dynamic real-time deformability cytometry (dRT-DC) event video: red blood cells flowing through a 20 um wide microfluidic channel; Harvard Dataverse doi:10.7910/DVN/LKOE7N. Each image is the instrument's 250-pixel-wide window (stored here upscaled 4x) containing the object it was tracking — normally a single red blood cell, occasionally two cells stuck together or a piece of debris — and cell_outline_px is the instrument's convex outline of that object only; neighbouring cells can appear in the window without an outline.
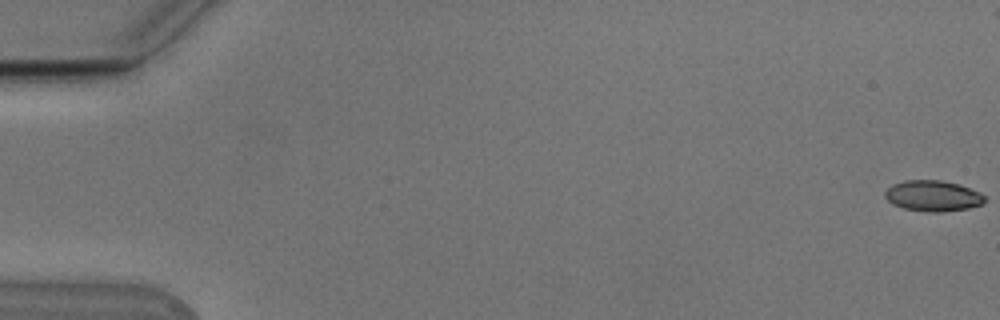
{"species": "Egyptian fruit bat (a non-hibernating species)", "species_latin": "Rousettus aegyptiacus", "temperature_condition": "cold", "stored_images_in_passage": 16, "camera_frame_rate_fps": 3000, "um_per_image_px": 0.085, "animal": {"sex": "male"}, "frame": {"image": 1, "passage_image": 1, "time_ms": 0.0, "image_size_px": [1000, 320], "cell_outline_px": [[984, 204], [968, 208], [940, 212], [932, 212], [904, 208], [892, 204], [884, 196], [884, 192], [892, 184], [904, 180], [940, 180], [960, 184], [980, 192], [984, 196]], "centroid_in_image_um": [79.29, 16.64], "position_along_channel_um": 5.7, "area_um2": 17.92}}
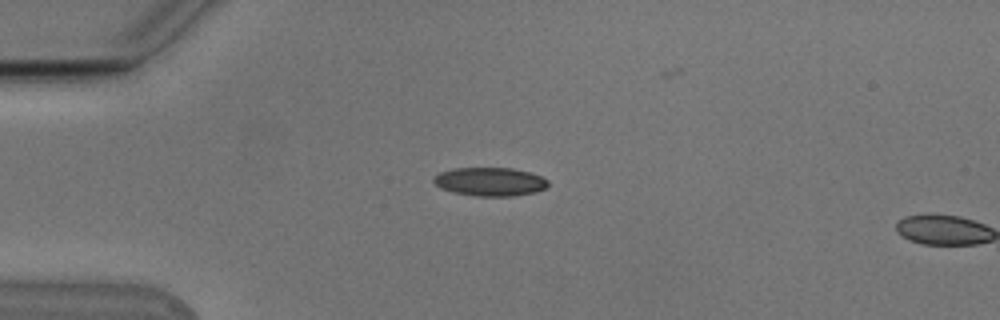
{"frame": {"image": 2, "passage_image": 15, "time_ms": 4.667, "image_size_px": [1000, 320], "cell_outline_px": [[548, 184], [544, 188], [536, 192], [512, 196], [476, 196], [452, 192], [440, 188], [432, 180], [440, 172], [456, 168], [512, 168], [528, 172], [540, 176], [548, 180]], "centroid_in_image_um": [41.64, 15.45], "position_along_channel_um": 43.4, "area_um2": 18.9}}